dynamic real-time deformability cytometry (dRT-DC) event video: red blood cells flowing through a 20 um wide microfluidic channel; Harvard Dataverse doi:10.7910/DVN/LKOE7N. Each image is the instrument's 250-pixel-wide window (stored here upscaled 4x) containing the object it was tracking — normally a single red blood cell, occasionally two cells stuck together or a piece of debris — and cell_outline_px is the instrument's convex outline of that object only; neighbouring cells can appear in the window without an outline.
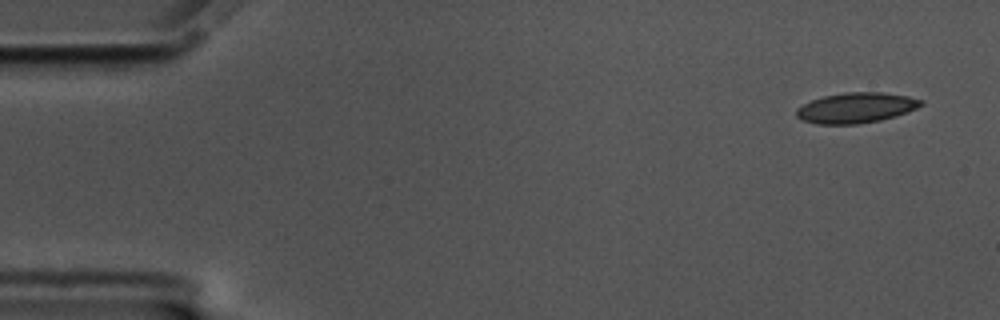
{"species": "common noctule bat (a hibernating species)", "species_latin": "Nyctalus noctula", "temperature_condition": "cold", "stored_images_in_passage": 55, "camera_frame_rate_fps": 3000, "um_per_image_px": 0.085, "animal": {"sex": "male", "body_mass_g": 17.5, "forearm_length_mm": 52.3}, "frame": {"image": 1, "passage_image": 1, "time_ms": 0.0, "image_size_px": [1000, 320], "cell_outline_px": [[924, 104], [908, 112], [896, 116], [880, 120], [860, 124], [816, 124], [804, 120], [796, 116], [796, 108], [812, 100], [824, 96], [844, 92], [880, 92], [908, 96], [924, 100]], "centroid_in_image_um": [72.79, 9.16], "position_along_channel_um": 12.2, "area_um2": 22.08}}
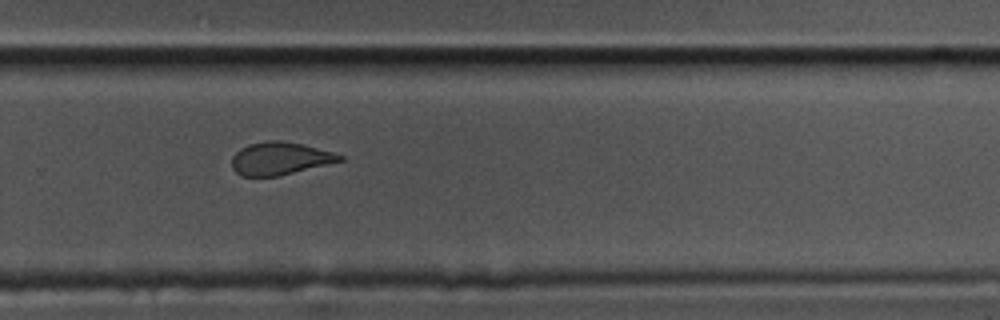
{"frame": {"image": 2, "passage_image": 36, "time_ms": 11.667, "image_size_px": [1000, 320], "cell_outline_px": [[344, 160], [280, 176], [240, 176], [232, 168], [232, 156], [240, 148], [248, 144], [268, 140], [280, 140], [300, 144], [332, 152], [344, 156]], "centroid_in_image_um": [23.76, 13.48], "position_along_channel_um": 306.0, "area_um2": 20.52}}
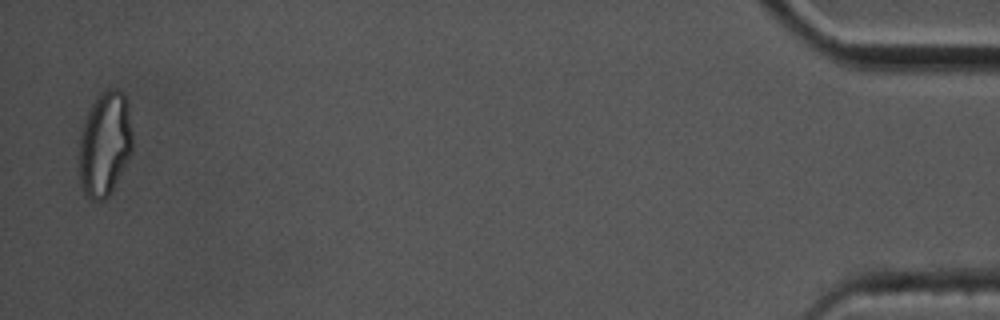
{"frame": {"image": 3, "passage_image": 54, "time_ms": 17.667, "image_size_px": [1000, 320], "cell_outline_px": [[132, 152], [108, 196], [104, 200], [92, 200], [84, 192], [80, 180], [80, 140], [84, 124], [88, 112], [100, 92], [112, 88], [116, 88], [124, 96], [128, 104], [132, 132]], "centroid_in_image_um": [8.93, 12.23], "position_along_channel_um": 426.3, "area_um2": 31.91}, "authors_computed_cell_mechanics": {"area_um2": 22.1952, "velocity_mm_per_s": 3.4941, "shape_relaxation_time_tau1_ms": 5.1424, "shape_relaxation_time_tau2_ms": 1.904, "deformation_change_tau1": 0.1316, "deformation_change_tau2": 0.0746}}